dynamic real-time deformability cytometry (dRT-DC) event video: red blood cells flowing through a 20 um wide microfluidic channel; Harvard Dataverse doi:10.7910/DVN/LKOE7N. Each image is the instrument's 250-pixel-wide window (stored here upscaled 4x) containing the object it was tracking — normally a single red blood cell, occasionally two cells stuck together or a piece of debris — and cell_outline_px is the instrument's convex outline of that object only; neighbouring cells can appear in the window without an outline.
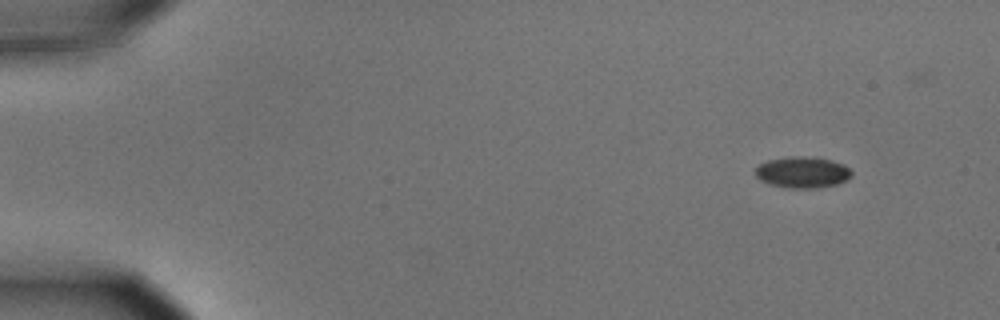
{"species": "common noctule bat (a hibernating species)", "species_latin": "Nyctalus noctula", "temperature_condition": "cold", "stored_images_in_passage": 47, "camera_frame_rate_fps": 3000, "um_per_image_px": 0.085, "animal": {"sex": "male", "body_mass_g": 15.6}, "frame": {"image": 1, "passage_image": 3, "time_ms": 0.667, "image_size_px": [1000, 320], "cell_outline_px": [[852, 176], [836, 184], [816, 188], [792, 188], [772, 184], [760, 180], [756, 176], [756, 168], [760, 164], [768, 160], [788, 156], [816, 156], [832, 160], [844, 164], [852, 172]], "centroid_in_image_um": [68.23, 14.62], "position_along_channel_um": 16.8, "area_um2": 17.51}}
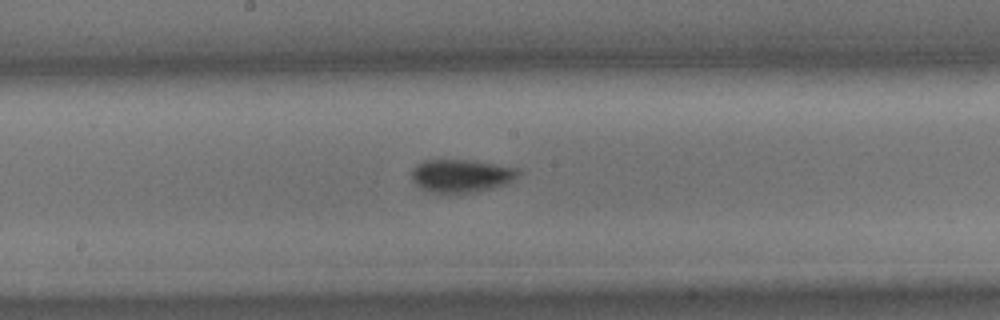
{"frame": {"image": 2, "passage_image": 28, "time_ms": 9.0, "image_size_px": [1000, 320], "cell_outline_px": [[520, 172], [512, 180], [504, 184], [472, 192], [444, 196], [436, 196], [420, 188], [412, 180], [412, 168], [416, 164], [424, 160], [472, 160], [516, 168]], "centroid_in_image_um": [39.09, 14.98], "position_along_channel_um": 209.1, "area_um2": 20.87}}
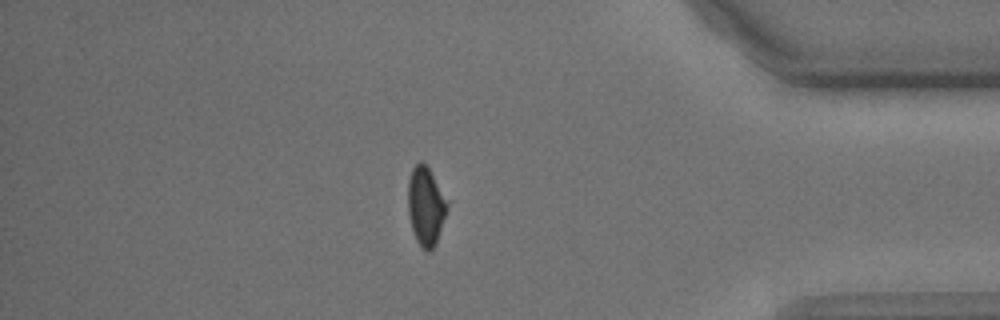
{"frame": {"image": 3, "passage_image": 46, "time_ms": 15.0, "image_size_px": [1000, 320], "cell_outline_px": [[448, 204], [436, 244], [428, 252], [420, 248], [412, 232], [408, 216], [408, 180], [412, 168], [420, 160], [428, 168]], "centroid_in_image_um": [36.14, 17.57], "position_along_channel_um": 399.1, "area_um2": 17.69}}